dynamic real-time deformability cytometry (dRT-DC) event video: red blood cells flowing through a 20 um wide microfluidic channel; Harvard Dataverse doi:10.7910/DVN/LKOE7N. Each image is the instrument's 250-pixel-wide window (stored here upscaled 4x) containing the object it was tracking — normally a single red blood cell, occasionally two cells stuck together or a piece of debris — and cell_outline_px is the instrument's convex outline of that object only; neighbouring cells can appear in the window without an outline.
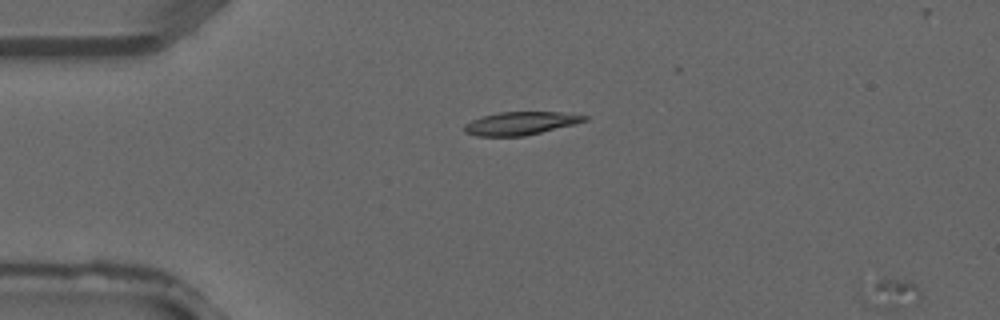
{"species": "common noctule bat (a hibernating species)", "species_latin": "Nyctalus noctula", "temperature_condition": "warm", "stored_images_in_passage": 3, "camera_frame_rate_fps": 3000, "um_per_image_px": 0.085, "animal": {"sex": "male", "forearm_length_mm": 52.5}, "frame": {"image": 1, "passage_image": 2, "time_ms": 0.333, "image_size_px": [1000, 320], "cell_outline_px": [[588, 120], [524, 136], [476, 136], [464, 132], [464, 124], [472, 120], [484, 116], [500, 112], [560, 112], [588, 116]], "centroid_in_image_um": [44.21, 10.48], "position_along_channel_um": 40.8, "area_um2": 15.9}}